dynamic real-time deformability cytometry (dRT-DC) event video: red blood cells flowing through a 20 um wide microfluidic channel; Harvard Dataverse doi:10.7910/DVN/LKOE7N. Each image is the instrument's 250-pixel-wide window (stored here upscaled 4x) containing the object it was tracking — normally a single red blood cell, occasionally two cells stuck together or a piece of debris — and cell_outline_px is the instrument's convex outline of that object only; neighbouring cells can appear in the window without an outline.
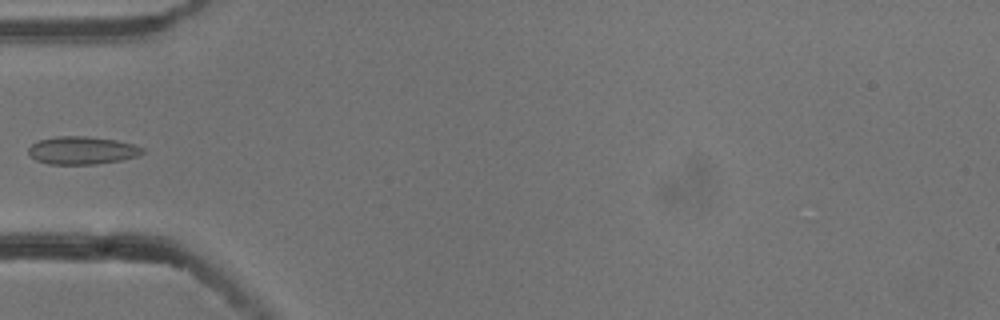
{"species": "common noctule bat (a hibernating species)", "species_latin": "Nyctalus noctula", "temperature_condition": "cold", "stored_images_in_passage": 5, "camera_frame_rate_fps": 3000, "um_per_image_px": 0.085, "animal": {"sex": "male", "body_mass_g": 13.3}, "frame": {"image": 1, "passage_image": 5, "time_ms": 1.333, "image_size_px": [1000, 320], "cell_outline_px": [[144, 152], [136, 156], [120, 160], [96, 164], [48, 164], [36, 160], [28, 152], [28, 148], [36, 140], [56, 136], [84, 136], [116, 140], [132, 144], [144, 148]], "centroid_in_image_um": [6.94, 12.78], "position_along_channel_um": 78.1, "area_um2": 18.44}}